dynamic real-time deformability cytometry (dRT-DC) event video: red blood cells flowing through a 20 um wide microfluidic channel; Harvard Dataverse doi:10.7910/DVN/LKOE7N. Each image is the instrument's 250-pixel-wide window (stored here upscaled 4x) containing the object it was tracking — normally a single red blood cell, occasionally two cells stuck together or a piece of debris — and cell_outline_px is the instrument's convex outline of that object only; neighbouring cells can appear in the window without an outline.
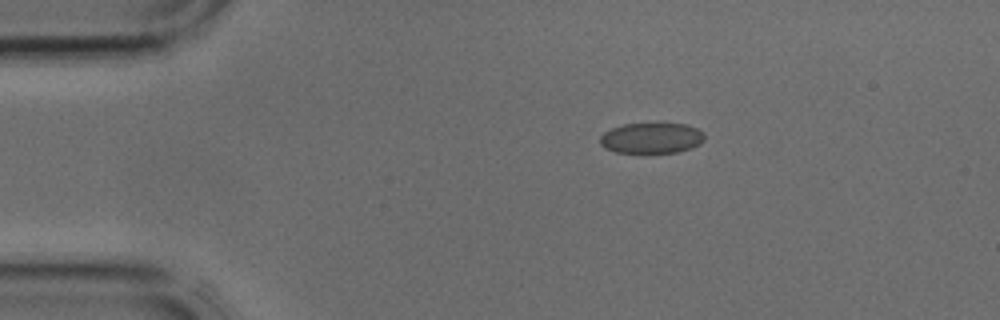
{"species": "common noctule bat (a hibernating species)", "species_latin": "Nyctalus noctula", "temperature_condition": "cold", "stored_images_in_passage": 3, "camera_frame_rate_fps": 3000, "um_per_image_px": 0.085, "animal": {"sex": "male", "body_mass_g": 17.9, "forearm_length_mm": 54.2}, "frame": {"image": 1, "passage_image": 3, "time_ms": 0.667, "image_size_px": [1000, 320], "cell_outline_px": [[704, 140], [700, 144], [692, 148], [676, 152], [616, 152], [604, 148], [600, 144], [600, 136], [604, 132], [612, 128], [624, 124], [688, 124], [704, 132]], "centroid_in_image_um": [55.39, 11.73], "position_along_channel_um": 29.6, "area_um2": 18.55}}